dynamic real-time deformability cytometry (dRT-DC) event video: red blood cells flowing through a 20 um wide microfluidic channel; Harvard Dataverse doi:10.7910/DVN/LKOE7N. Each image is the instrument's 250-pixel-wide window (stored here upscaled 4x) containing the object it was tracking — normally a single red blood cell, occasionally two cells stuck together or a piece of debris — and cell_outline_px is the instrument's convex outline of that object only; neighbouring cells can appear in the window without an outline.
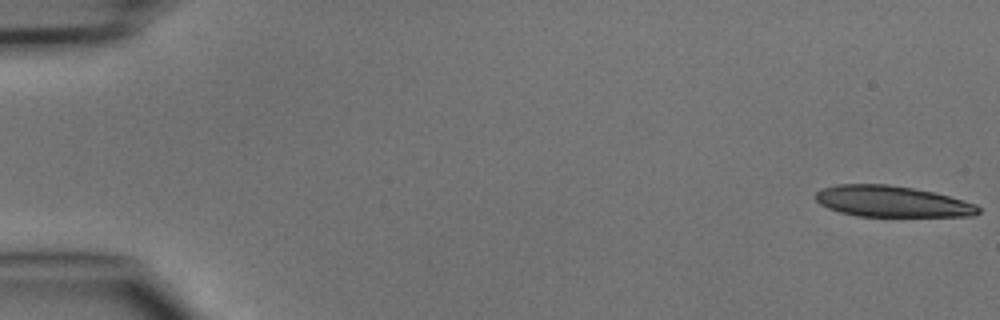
{"species": "common noctule bat (a hibernating species)", "species_latin": "Nyctalus noctula", "temperature_condition": "cold", "stored_images_in_passage": 20, "camera_frame_rate_fps": 3000, "um_per_image_px": 0.085, "animal": {"sex": "male", "body_mass_g": 15.6}, "frame": {"image": 1, "passage_image": 1, "time_ms": 0.0, "image_size_px": [1000, 320], "cell_outline_px": [[980, 212], [976, 216], [856, 216], [840, 212], [828, 208], [820, 204], [816, 200], [816, 192], [824, 188], [836, 184], [888, 184], [912, 188], [932, 192], [964, 200], [976, 204], [980, 208]], "centroid_in_image_um": [75.82, 17.13], "position_along_channel_um": 9.2, "area_um2": 29.42}}
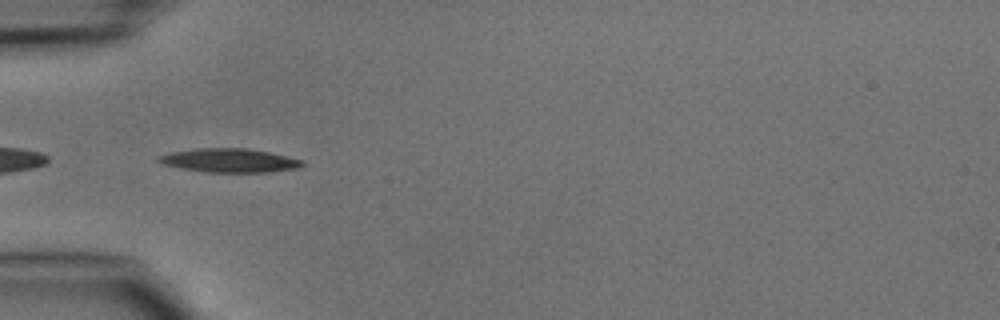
{"frame": {"image": 2, "passage_image": 16, "time_ms": 5.0, "image_size_px": [1000, 320], "cell_outline_px": [[304, 164], [300, 168], [268, 172], [208, 172], [184, 168], [164, 164], [156, 160], [156, 156], [172, 152], [196, 148], [244, 148], [268, 152], [304, 160]], "centroid_in_image_um": [19.52, 13.63], "position_along_channel_um": 65.5, "area_um2": 19.77}}